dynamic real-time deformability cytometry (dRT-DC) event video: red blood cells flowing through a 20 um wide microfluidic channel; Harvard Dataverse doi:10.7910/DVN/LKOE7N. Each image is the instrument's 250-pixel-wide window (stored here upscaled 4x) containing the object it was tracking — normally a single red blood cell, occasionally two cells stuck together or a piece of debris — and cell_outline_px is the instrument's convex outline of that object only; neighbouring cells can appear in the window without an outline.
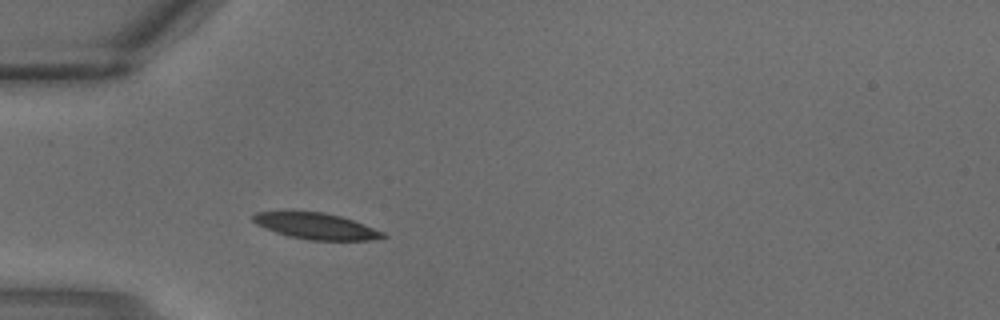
{"species": "common noctule bat (a hibernating species)", "species_latin": "Nyctalus noctula", "temperature_condition": "warm", "stored_images_in_passage": 1, "camera_frame_rate_fps": 3000, "um_per_image_px": 0.085, "animal": {"sex": "male", "body_mass_g": 18.8}, "frame": {"image": 1, "passage_image": 1, "time_ms": 0.0, "image_size_px": [1000, 320], "cell_outline_px": [[388, 236], [368, 240], [308, 240], [288, 236], [264, 228], [256, 224], [252, 220], [252, 216], [256, 212], [284, 208], [292, 208], [324, 212], [340, 216], [364, 224], [384, 232]], "centroid_in_image_um": [26.74, 19.15], "position_along_channel_um": 58.3, "area_um2": 20.69}}